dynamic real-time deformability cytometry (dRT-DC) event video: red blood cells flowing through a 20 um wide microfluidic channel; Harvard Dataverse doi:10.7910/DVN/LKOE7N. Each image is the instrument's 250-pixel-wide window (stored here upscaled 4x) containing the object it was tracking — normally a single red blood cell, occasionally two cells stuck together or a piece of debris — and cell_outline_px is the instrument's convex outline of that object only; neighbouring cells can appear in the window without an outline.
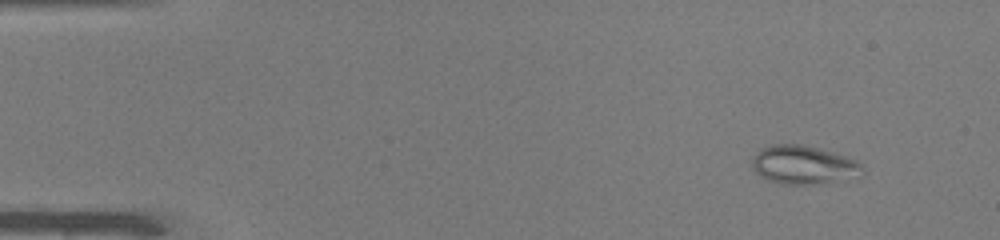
{"species": "common noctule bat (a hibernating species)", "species_latin": "Nyctalus noctula", "temperature_condition": "warm", "stored_images_in_passage": 46, "camera_frame_rate_fps": 3000, "um_per_image_px": 0.085, "animal": {"sex": "male", "body_mass_g": 19.0, "forearm_length_mm": 50.8}, "frame": {"image": 1, "passage_image": 1, "time_ms": 0.0, "image_size_px": [1000, 240], "cell_outline_px": [[864, 172], [828, 180], [808, 184], [784, 184], [768, 180], [760, 176], [752, 168], [752, 156], [760, 148], [772, 144], [804, 144], [844, 156], [856, 160], [860, 164]], "centroid_in_image_um": [68.14, 13.97], "position_along_channel_um": 16.9, "area_um2": 23.93}}
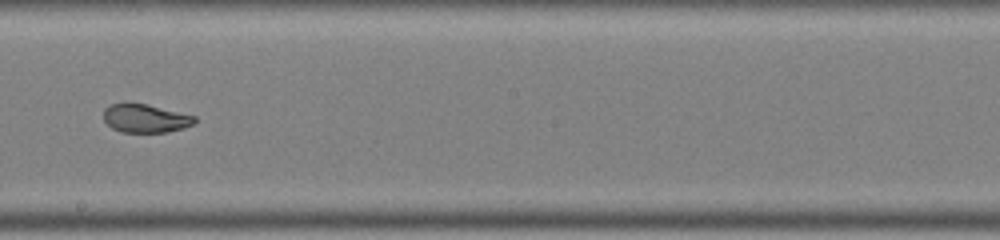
{"frame": {"image": 2, "passage_image": 25, "time_ms": 8.0, "image_size_px": [1000, 240], "cell_outline_px": [[196, 120], [192, 124], [184, 128], [168, 132], [120, 132], [112, 128], [104, 120], [104, 108], [112, 104], [144, 104], [196, 116]], "centroid_in_image_um": [12.36, 10.08], "position_along_channel_um": 235.8, "area_um2": 14.8}}
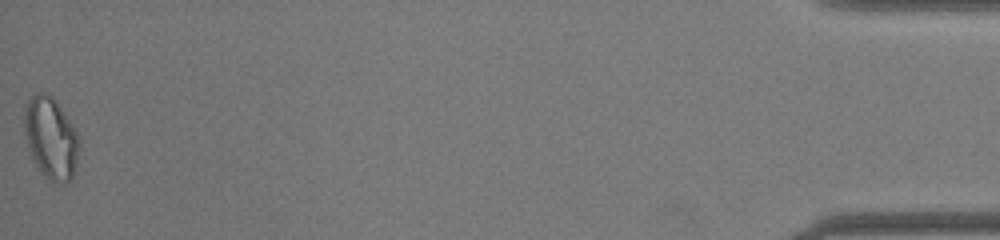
{"frame": {"image": 3, "passage_image": 46, "time_ms": 15.0, "image_size_px": [1000, 240], "cell_outline_px": [[80, 144], [76, 164], [72, 176], [64, 184], [48, 180], [40, 172], [28, 148], [24, 136], [24, 104], [36, 92], [44, 92], [52, 96], [56, 100], [76, 132], [80, 140]], "centroid_in_image_um": [4.3, 11.72], "position_along_channel_um": 430.9, "area_um2": 26.18}}